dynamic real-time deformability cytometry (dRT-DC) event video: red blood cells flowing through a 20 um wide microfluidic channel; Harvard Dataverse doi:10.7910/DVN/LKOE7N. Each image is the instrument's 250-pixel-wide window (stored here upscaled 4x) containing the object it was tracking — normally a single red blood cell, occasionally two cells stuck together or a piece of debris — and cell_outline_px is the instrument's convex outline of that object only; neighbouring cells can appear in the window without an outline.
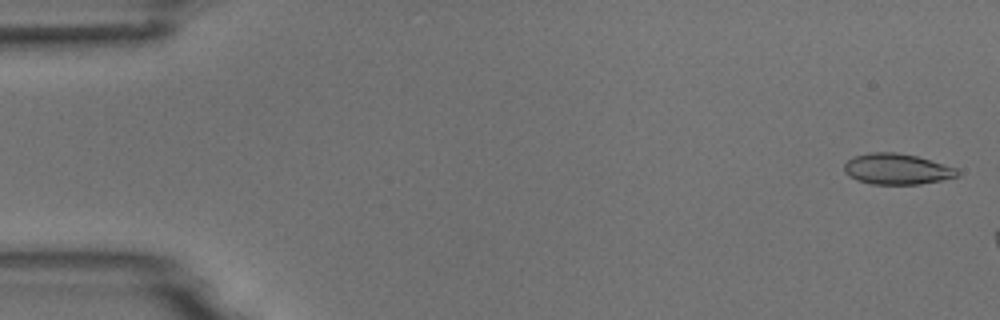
{"species": "common noctule bat (a hibernating species)", "species_latin": "Nyctalus noctula", "temperature_condition": "room temperature", "stored_images_in_passage": 4, "camera_frame_rate_fps": 3000, "um_per_image_px": 0.085, "animal": {"sex": "male", "body_mass_g": 18.8}, "frame": {"image": 1, "passage_image": 1, "time_ms": 0.0, "image_size_px": [1000, 320], "cell_outline_px": [[960, 176], [920, 184], [872, 184], [856, 180], [848, 176], [844, 172], [844, 164], [852, 156], [872, 152], [896, 152], [916, 156], [956, 168], [960, 172]], "centroid_in_image_um": [76.2, 14.37], "position_along_channel_um": 8.8, "area_um2": 20.35}}